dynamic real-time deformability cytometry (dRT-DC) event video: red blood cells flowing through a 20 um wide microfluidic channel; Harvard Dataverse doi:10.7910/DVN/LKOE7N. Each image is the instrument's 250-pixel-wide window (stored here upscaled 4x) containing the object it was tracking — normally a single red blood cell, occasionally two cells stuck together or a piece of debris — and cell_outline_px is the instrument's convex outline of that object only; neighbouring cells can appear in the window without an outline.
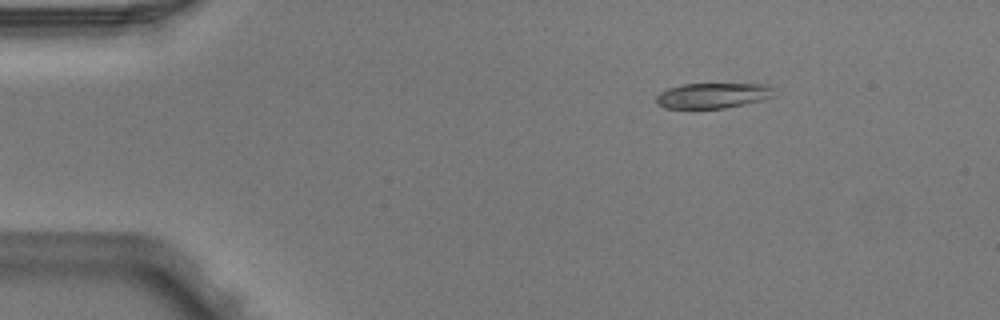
{"species": "Egyptian fruit bat (a non-hibernating species)", "species_latin": "Rousettus aegyptiacus", "temperature_condition": "warm", "stored_images_in_passage": 4, "camera_frame_rate_fps": 3000, "um_per_image_px": 0.085, "animal": {"sex": "male"}, "frame": {"image": 1, "passage_image": 4, "time_ms": 1.0, "image_size_px": [1000, 320], "cell_outline_px": [[776, 96], [760, 100], [724, 108], [664, 108], [656, 104], [656, 96], [660, 92], [668, 88], [684, 84], [768, 84], [772, 88]], "centroid_in_image_um": [60.57, 8.12], "position_along_channel_um": 24.4, "area_um2": 17.34}}